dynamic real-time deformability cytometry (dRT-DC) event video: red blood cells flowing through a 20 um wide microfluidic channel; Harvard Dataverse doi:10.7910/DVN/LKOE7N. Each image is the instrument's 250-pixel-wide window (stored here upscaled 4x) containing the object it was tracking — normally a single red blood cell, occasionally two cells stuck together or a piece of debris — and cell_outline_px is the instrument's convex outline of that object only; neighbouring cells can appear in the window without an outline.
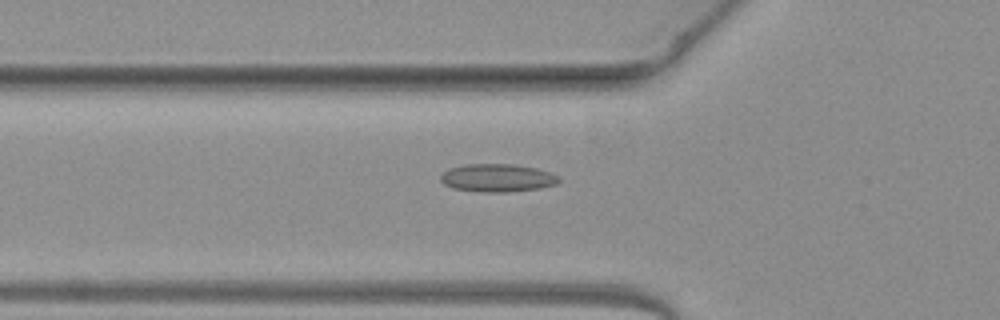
{"species": "common noctule bat (a hibernating species)", "species_latin": "Nyctalus noctula", "temperature_condition": "warm", "stored_images_in_passage": 51, "camera_frame_rate_fps": 3000, "um_per_image_px": 0.085, "animal": {"sex": "female", "body_mass_g": 19.3, "forearm_length_mm": 54.1}, "frame": {"image": 1, "passage_image": 18, "time_ms": 5.667, "image_size_px": [1000, 320], "cell_outline_px": [[560, 180], [556, 184], [540, 188], [508, 192], [480, 192], [452, 188], [444, 184], [440, 180], [440, 176], [448, 168], [464, 164], [512, 164], [536, 168], [552, 172], [560, 176]], "centroid_in_image_um": [42.28, 15.12], "position_along_channel_um": 83.5, "area_um2": 19.48}}
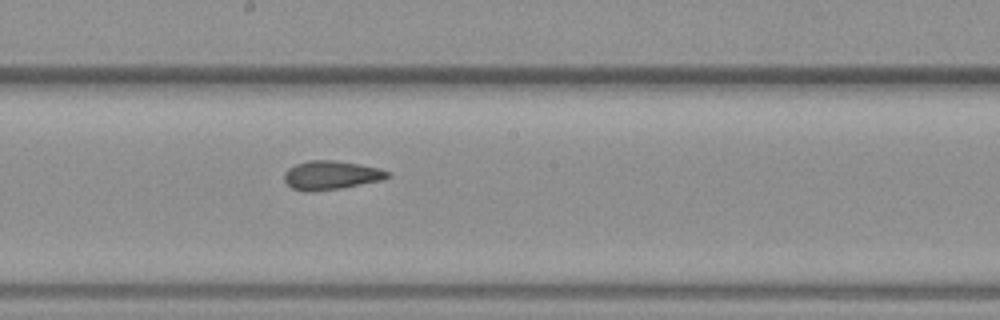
{"frame": {"image": 2, "passage_image": 28, "time_ms": 9.0, "image_size_px": [1000, 320], "cell_outline_px": [[388, 176], [384, 180], [340, 188], [312, 192], [304, 192], [292, 188], [284, 180], [284, 172], [288, 168], [296, 164], [308, 160], [336, 160], [380, 168], [388, 172]], "centroid_in_image_um": [28.1, 14.89], "position_along_channel_um": 220.1, "area_um2": 17.4}}
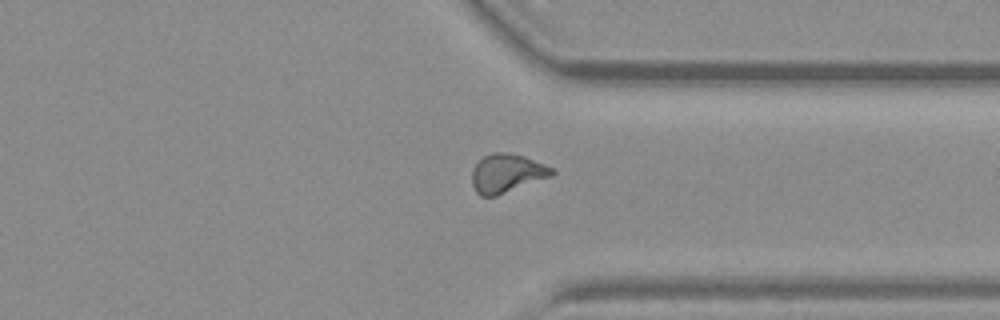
{"frame": {"image": 3, "passage_image": 39, "time_ms": 12.667, "image_size_px": [1000, 320], "cell_outline_px": [[556, 172], [552, 176], [496, 196], [480, 196], [476, 192], [472, 184], [472, 168], [484, 156], [492, 152], [500, 152], [524, 156], [556, 168]], "centroid_in_image_um": [43.1, 14.73], "position_along_channel_um": 368.3, "area_um2": 18.09}, "authors_computed_cell_mechanics": {"area_um2": 17.629, "velocity_mm_per_s": 4.0664, "shape_relaxation_time_tau1_ms": null, "shape_relaxation_time_tau2_ms": 3.993, "deformation_change_tau1": null, "deformation_change_tau2": 0.1134}}